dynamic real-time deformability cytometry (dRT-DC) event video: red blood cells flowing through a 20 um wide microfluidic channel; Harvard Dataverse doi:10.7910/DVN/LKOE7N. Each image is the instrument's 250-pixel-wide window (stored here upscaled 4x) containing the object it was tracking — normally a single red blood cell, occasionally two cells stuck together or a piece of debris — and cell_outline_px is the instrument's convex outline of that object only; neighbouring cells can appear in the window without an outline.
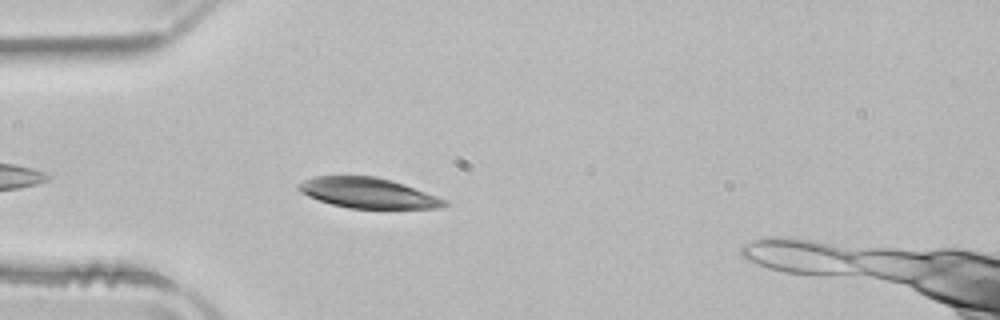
{"species": "common noctule bat (a hibernating species)", "species_latin": "Nyctalus noctula", "temperature_condition": "room temperature", "stored_images_in_passage": 9, "camera_frame_rate_fps": 3000, "um_per_image_px": 0.085, "animal": {"sex": "male", "body_mass_g": 21.5, "forearm_length_mm": 52.0}, "frame": {"image": 1, "passage_image": 4, "time_ms": 1.0, "image_size_px": [1000, 320], "cell_outline_px": [[448, 204], [440, 208], [348, 208], [332, 204], [308, 196], [300, 192], [296, 188], [296, 184], [312, 176], [376, 176], [392, 180], [404, 184], [448, 200]], "centroid_in_image_um": [31.26, 16.39], "position_along_channel_um": 53.7, "area_um2": 25.78}}
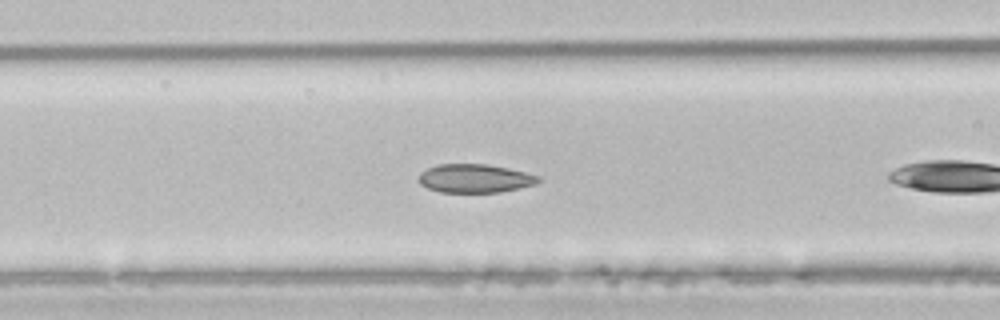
{"frame": {"image": 2, "passage_image": 7, "time_ms": 2.0, "image_size_px": [1000, 320], "cell_outline_px": [[540, 180], [536, 184], [520, 188], [500, 192], [440, 192], [428, 188], [420, 184], [420, 172], [436, 164], [488, 164], [508, 168], [540, 176]], "centroid_in_image_um": [40.37, 15.16], "position_along_channel_um": 126.2, "area_um2": 19.88}}